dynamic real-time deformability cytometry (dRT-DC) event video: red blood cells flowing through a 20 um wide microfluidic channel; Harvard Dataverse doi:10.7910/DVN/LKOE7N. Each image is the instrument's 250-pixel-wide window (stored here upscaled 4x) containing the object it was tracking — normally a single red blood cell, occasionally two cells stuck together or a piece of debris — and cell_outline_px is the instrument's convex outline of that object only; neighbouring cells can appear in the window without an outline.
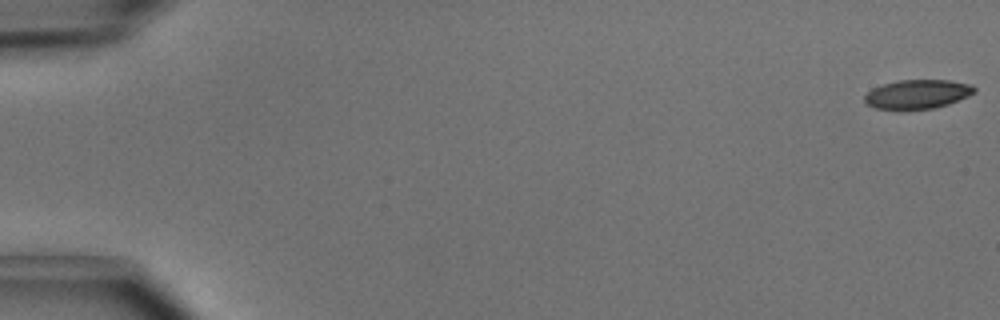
{"species": "common noctule bat (a hibernating species)", "species_latin": "Nyctalus noctula", "temperature_condition": "cold", "stored_images_in_passage": 50, "camera_frame_rate_fps": 3000, "um_per_image_px": 0.085, "animal": {"sex": "male", "body_mass_g": 15.6}, "frame": {"image": 1, "passage_image": 1, "time_ms": 0.0, "image_size_px": [1000, 320], "cell_outline_px": [[976, 92], [968, 96], [948, 104], [932, 108], [904, 112], [900, 112], [876, 108], [864, 104], [864, 96], [872, 88], [896, 80], [948, 80], [972, 84], [976, 88]], "centroid_in_image_um": [77.94, 8.04], "position_along_channel_um": 7.1, "area_um2": 19.25}}
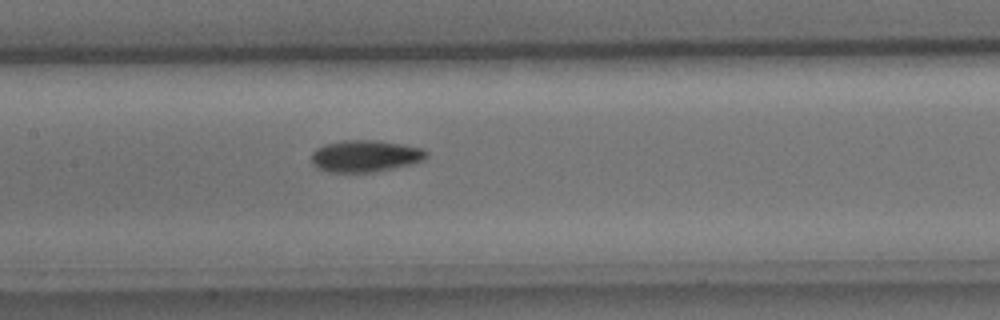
{"frame": {"image": 2, "passage_image": 25, "time_ms": 8.0, "image_size_px": [1000, 320], "cell_outline_px": [[428, 156], [424, 160], [412, 164], [372, 172], [328, 172], [312, 164], [312, 152], [316, 148], [324, 144], [344, 140], [376, 140], [424, 148], [428, 152]], "centroid_in_image_um": [31.06, 13.26], "position_along_channel_um": 176.3, "area_um2": 21.33}}
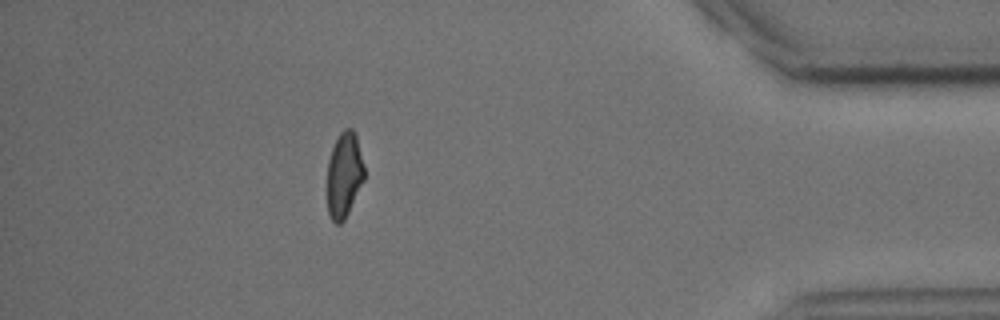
{"frame": {"image": 3, "passage_image": 45, "time_ms": 14.667, "image_size_px": [1000, 320], "cell_outline_px": [[364, 180], [344, 220], [340, 224], [336, 224], [332, 220], [328, 212], [328, 160], [332, 148], [340, 132], [344, 128], [352, 128], [356, 136], [364, 164]], "centroid_in_image_um": [29.26, 14.85], "position_along_channel_um": 405.9, "area_um2": 18.26}, "authors_computed_cell_mechanics": {"area_um2": 19.9699, "velocity_mm_per_s": 4.0614, "shape_relaxation_time_tau1_ms": 4.1956, "shape_relaxation_time_tau2_ms": 8.8073, "deformation_change_tau1": 0.13, "deformation_change_tau2": 0.1654}}